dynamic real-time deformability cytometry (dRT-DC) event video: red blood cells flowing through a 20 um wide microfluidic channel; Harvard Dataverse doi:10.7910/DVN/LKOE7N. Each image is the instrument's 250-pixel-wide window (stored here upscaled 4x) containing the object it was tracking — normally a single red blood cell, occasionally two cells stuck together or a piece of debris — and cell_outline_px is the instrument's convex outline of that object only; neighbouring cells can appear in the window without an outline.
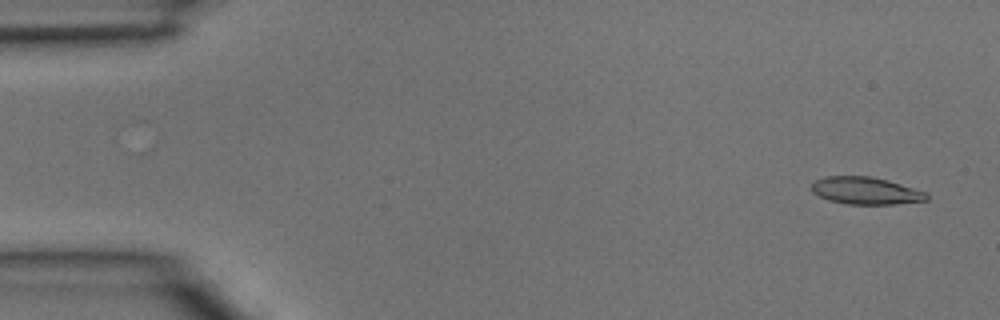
{"species": "common noctule bat (a hibernating species)", "species_latin": "Nyctalus noctula", "temperature_condition": "room temperature", "stored_images_in_passage": 4, "camera_frame_rate_fps": 3000, "um_per_image_px": 0.085, "animal": {"sex": "male", "body_mass_g": 15.6}, "frame": {"image": 1, "passage_image": 1, "time_ms": 0.0, "image_size_px": [1000, 320], "cell_outline_px": [[928, 200], [896, 204], [848, 204], [828, 200], [812, 192], [812, 184], [816, 180], [824, 176], [872, 176], [888, 180], [924, 192], [928, 196]], "centroid_in_image_um": [73.56, 16.21], "position_along_channel_um": 11.4, "area_um2": 18.15}}